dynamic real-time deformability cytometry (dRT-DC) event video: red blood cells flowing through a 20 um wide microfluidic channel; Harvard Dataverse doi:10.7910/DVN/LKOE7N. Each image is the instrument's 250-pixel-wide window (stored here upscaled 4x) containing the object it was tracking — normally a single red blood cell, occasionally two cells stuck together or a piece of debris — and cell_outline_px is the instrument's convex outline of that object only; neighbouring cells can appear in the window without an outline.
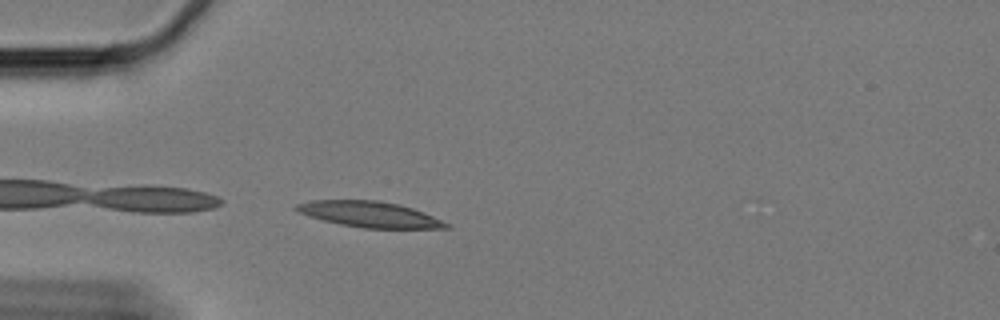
{"species": "Egyptian fruit bat (a non-hibernating species)", "species_latin": "Rousettus aegyptiacus", "temperature_condition": "cold", "stored_images_in_passage": 29, "camera_frame_rate_fps": 3000, "um_per_image_px": 0.085, "animal": {"sex": "female"}, "frame": {"image": 1, "passage_image": 1, "time_ms": 0.0, "image_size_px": [1000, 320], "cell_outline_px": [[452, 228], [360, 228], [340, 224], [308, 216], [292, 208], [296, 204], [312, 200], [380, 200], [400, 204], [424, 212], [448, 224]], "centroid_in_image_um": [31.39, 18.21], "position_along_channel_um": 53.6, "area_um2": 22.43}}
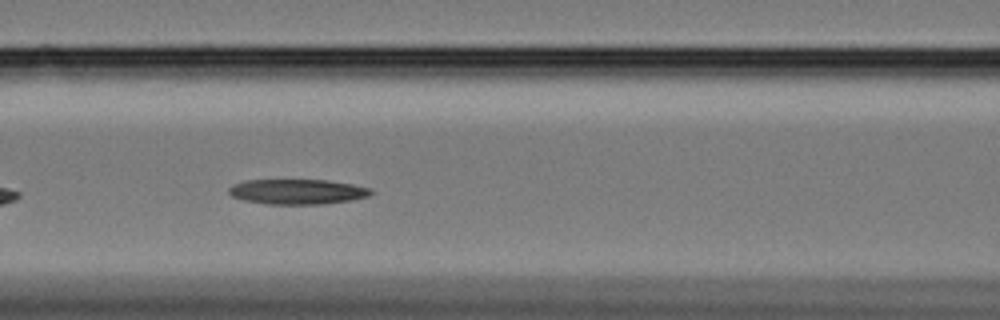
{"frame": {"image": 2, "passage_image": 10, "time_ms": 3.0, "image_size_px": [1000, 320], "cell_outline_px": [[376, 192], [368, 196], [352, 200], [324, 204], [268, 204], [244, 200], [232, 196], [228, 192], [228, 188], [232, 184], [244, 180], [328, 180], [352, 184], [372, 188]], "centroid_in_image_um": [25.3, 16.29], "position_along_channel_um": 141.3, "area_um2": 20.98}}
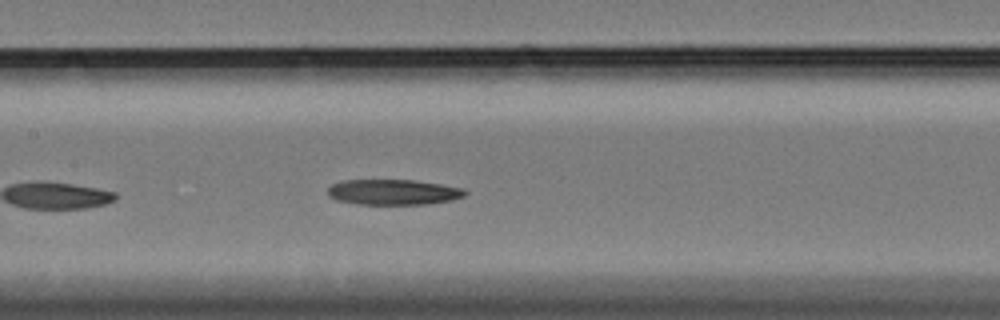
{"frame": {"image": 3, "passage_image": 13, "time_ms": 4.0, "image_size_px": [1000, 320], "cell_outline_px": [[468, 192], [464, 196], [452, 200], [428, 204], [356, 204], [336, 200], [328, 196], [328, 188], [332, 184], [344, 180], [412, 180], [440, 184], [460, 188]], "centroid_in_image_um": [33.4, 16.33], "position_along_channel_um": 174.0, "area_um2": 20.29}}